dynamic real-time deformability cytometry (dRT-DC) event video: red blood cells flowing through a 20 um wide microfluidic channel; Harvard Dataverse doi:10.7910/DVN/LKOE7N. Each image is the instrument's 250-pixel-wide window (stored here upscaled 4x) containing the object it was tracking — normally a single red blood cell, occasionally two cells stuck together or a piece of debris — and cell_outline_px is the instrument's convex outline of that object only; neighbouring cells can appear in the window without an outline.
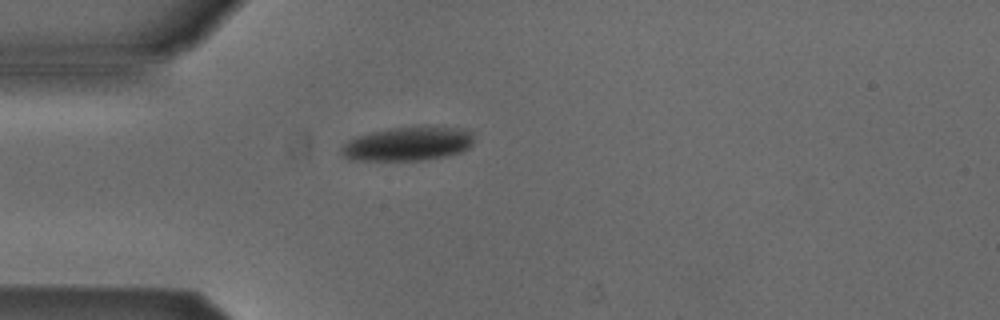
{"species": "Egyptian fruit bat (a non-hibernating species)", "species_latin": "Rousettus aegyptiacus", "temperature_condition": "cold", "stored_images_in_passage": 4, "camera_frame_rate_fps": 3000, "um_per_image_px": 0.085, "animal": {"sex": "male"}, "frame": {"image": 1, "passage_image": 4, "time_ms": 1.0, "image_size_px": [1000, 320], "cell_outline_px": [[472, 144], [468, 148], [460, 152], [448, 156], [416, 160], [348, 160], [340, 152], [340, 148], [348, 140], [356, 136], [388, 128], [424, 124], [468, 128], [472, 132]], "centroid_in_image_um": [34.7, 12.18], "position_along_channel_um": 50.3, "area_um2": 26.99}}